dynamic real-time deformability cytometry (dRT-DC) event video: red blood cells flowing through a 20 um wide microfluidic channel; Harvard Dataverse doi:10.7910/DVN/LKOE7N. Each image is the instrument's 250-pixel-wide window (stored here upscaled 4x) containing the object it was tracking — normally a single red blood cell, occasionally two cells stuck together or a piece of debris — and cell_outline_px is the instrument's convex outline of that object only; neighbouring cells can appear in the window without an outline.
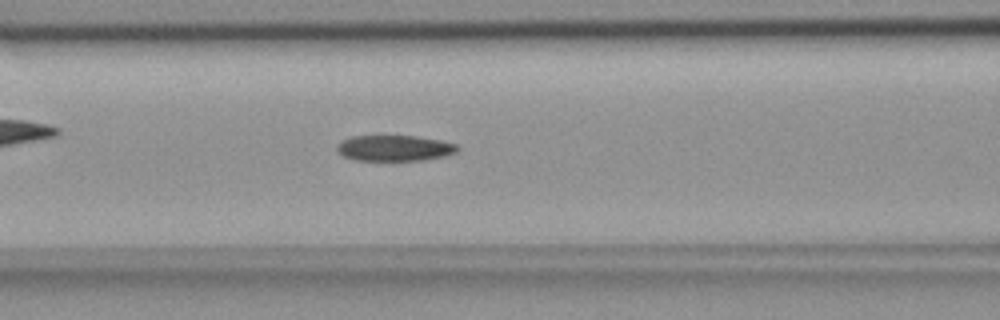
{"species": "common noctule bat (a hibernating species)", "species_latin": "Nyctalus noctula", "temperature_condition": "room temperature", "stored_images_in_passage": 44, "camera_frame_rate_fps": 3000, "um_per_image_px": 0.085, "animal": {"sex": "female", "body_mass_g": 18.4}, "frame": {"image": 1, "passage_image": 19, "time_ms": 6.0, "image_size_px": [1000, 320], "cell_outline_px": [[460, 148], [456, 152], [444, 156], [424, 160], [356, 160], [340, 156], [336, 152], [336, 144], [340, 140], [352, 136], [416, 136], [440, 140], [456, 144]], "centroid_in_image_um": [33.47, 12.59], "position_along_channel_um": 133.1, "area_um2": 18.32}}
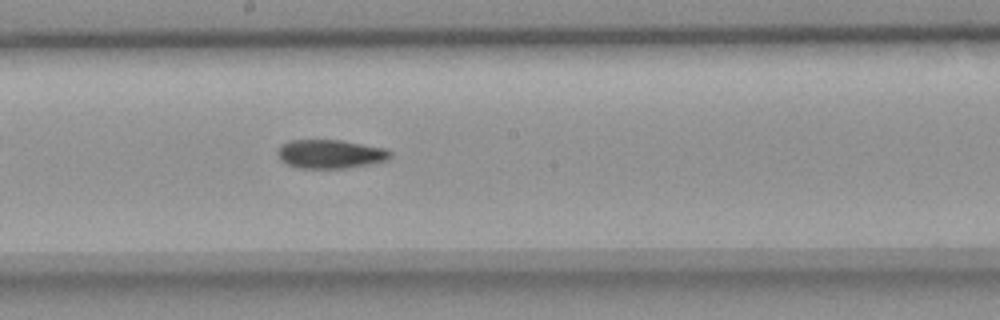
{"frame": {"image": 2, "passage_image": 26, "time_ms": 8.333, "image_size_px": [1000, 320], "cell_outline_px": [[392, 156], [388, 160], [348, 168], [296, 168], [280, 160], [276, 152], [288, 140], [340, 140], [384, 148], [392, 152]], "centroid_in_image_um": [28.08, 13.1], "position_along_channel_um": 220.1, "area_um2": 18.84}}
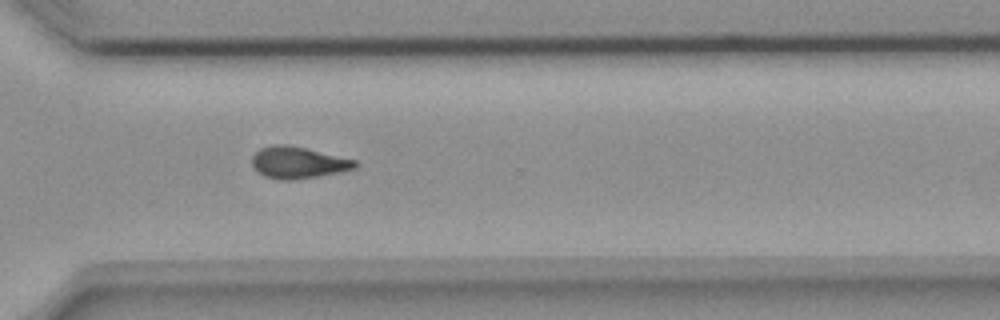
{"frame": {"image": 3, "passage_image": 36, "time_ms": 11.667, "image_size_px": [1000, 320], "cell_outline_px": [[356, 168], [340, 172], [292, 180], [280, 180], [264, 176], [252, 164], [252, 156], [260, 148], [276, 144], [288, 144], [356, 160]], "centroid_in_image_um": [25.32, 13.81], "position_along_channel_um": 345.3, "area_um2": 18.79}}